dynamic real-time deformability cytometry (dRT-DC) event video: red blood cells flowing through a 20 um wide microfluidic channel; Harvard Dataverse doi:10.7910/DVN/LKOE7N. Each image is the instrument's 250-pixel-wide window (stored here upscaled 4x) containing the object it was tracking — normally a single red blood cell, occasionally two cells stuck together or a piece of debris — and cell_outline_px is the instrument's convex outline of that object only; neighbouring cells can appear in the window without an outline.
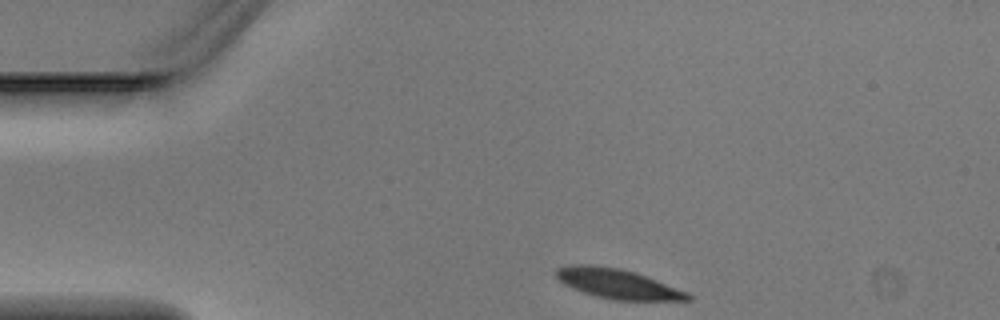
{"species": "Egyptian fruit bat (a non-hibernating species)", "species_latin": "Rousettus aegyptiacus", "temperature_condition": "warm", "stored_images_in_passage": 2, "camera_frame_rate_fps": 3000, "um_per_image_px": 0.085, "animal": {"sex": "male"}, "frame": {"image": 1, "passage_image": 1, "time_ms": 0.0, "image_size_px": [1000, 320], "cell_outline_px": [[692, 300], [612, 300], [596, 296], [572, 288], [564, 284], [556, 276], [556, 268], [568, 264], [592, 264], [620, 268], [636, 272], [688, 292], [692, 296]], "centroid_in_image_um": [52.48, 24.11], "position_along_channel_um": 32.5, "area_um2": 22.89}}
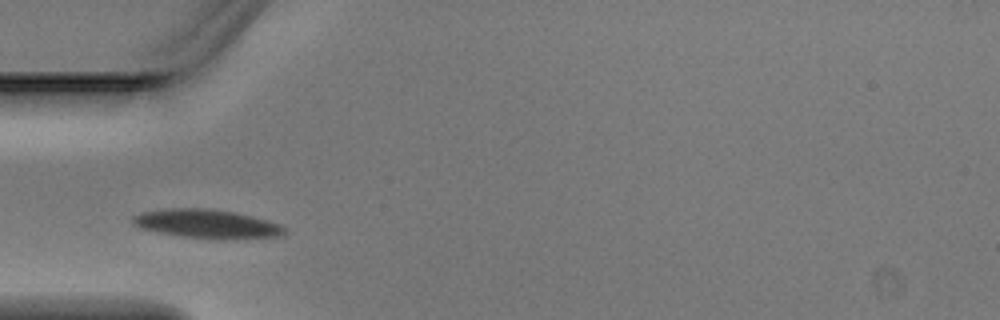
{"frame": {"image": 2, "passage_image": 2, "time_ms": 0.333, "image_size_px": [1000, 320], "cell_outline_px": [[284, 232], [276, 236], [180, 236], [156, 232], [140, 228], [132, 224], [132, 216], [140, 212], [164, 208], [212, 208], [236, 212], [252, 216], [276, 224], [284, 228]], "centroid_in_image_um": [17.36, 18.95], "position_along_channel_um": 67.6, "area_um2": 24.16}}